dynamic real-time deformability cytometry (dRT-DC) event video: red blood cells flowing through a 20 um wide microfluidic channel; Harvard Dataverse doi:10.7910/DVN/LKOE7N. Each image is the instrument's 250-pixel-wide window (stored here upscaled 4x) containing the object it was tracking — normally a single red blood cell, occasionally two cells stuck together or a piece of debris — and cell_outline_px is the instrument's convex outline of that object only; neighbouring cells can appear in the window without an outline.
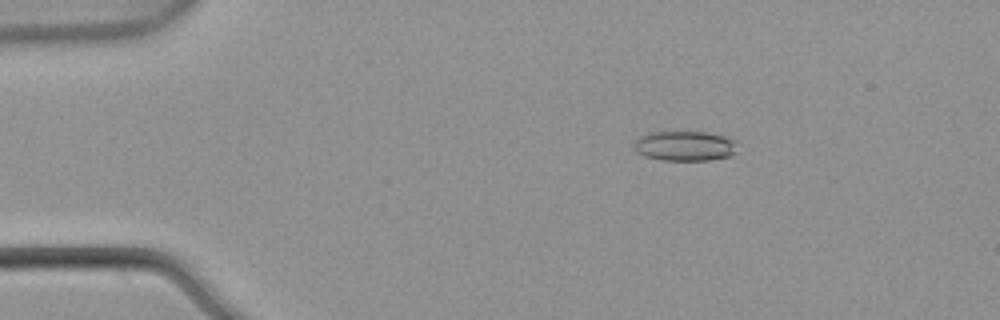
{"species": "common noctule bat (a hibernating species)", "species_latin": "Nyctalus noctula", "temperature_condition": "warm", "stored_images_in_passage": 4, "camera_frame_rate_fps": 3000, "um_per_image_px": 0.085, "animal": {"sex": "male", "body_mass_g": 21.5, "forearm_length_mm": 52.0}, "frame": {"image": 1, "passage_image": 3, "time_ms": 0.667, "image_size_px": [1000, 320], "cell_outline_px": [[736, 152], [728, 156], [708, 160], [660, 160], [644, 156], [636, 152], [636, 140], [640, 136], [652, 132], [704, 132], [724, 136], [736, 140]], "centroid_in_image_um": [58.22, 12.41], "position_along_channel_um": 26.8, "area_um2": 17.86}}